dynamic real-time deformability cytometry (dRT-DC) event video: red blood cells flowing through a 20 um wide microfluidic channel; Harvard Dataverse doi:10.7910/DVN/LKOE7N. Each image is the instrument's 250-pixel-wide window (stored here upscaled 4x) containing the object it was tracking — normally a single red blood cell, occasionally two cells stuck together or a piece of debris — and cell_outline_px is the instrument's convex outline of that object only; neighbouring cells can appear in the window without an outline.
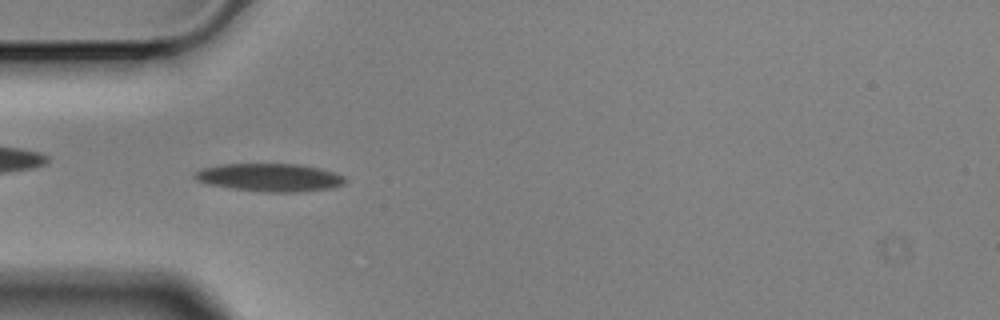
{"species": "Egyptian fruit bat (a non-hibernating species)", "species_latin": "Rousettus aegyptiacus", "temperature_condition": "cold", "stored_images_in_passage": 43, "camera_frame_rate_fps": 3000, "um_per_image_px": 0.085, "animal": {"sex": "male"}, "frame": {"image": 1, "passage_image": 13, "time_ms": 4.0, "image_size_px": [1000, 320], "cell_outline_px": [[344, 184], [332, 188], [296, 192], [264, 192], [232, 188], [208, 184], [196, 180], [192, 176], [200, 168], [220, 164], [300, 164], [320, 168], [344, 176]], "centroid_in_image_um": [22.9, 15.08], "position_along_channel_um": 62.1, "area_um2": 24.51}}
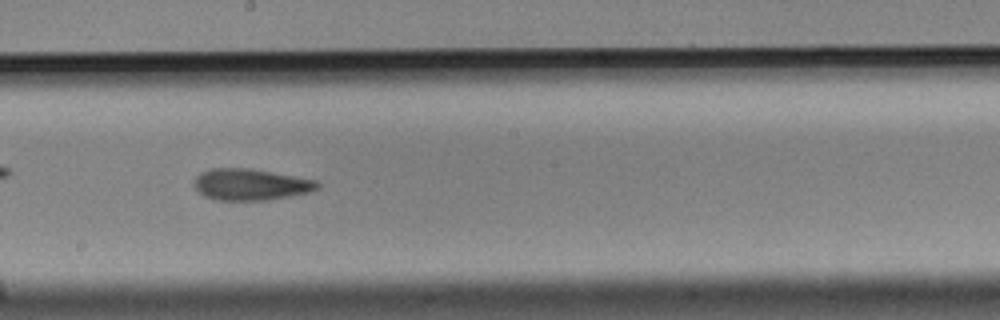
{"frame": {"image": 2, "passage_image": 27, "time_ms": 8.667, "image_size_px": [1000, 320], "cell_outline_px": [[320, 188], [312, 192], [292, 196], [268, 200], [216, 200], [204, 196], [192, 184], [196, 176], [200, 172], [212, 168], [248, 168], [272, 172], [316, 180], [320, 184]], "centroid_in_image_um": [21.32, 15.69], "position_along_channel_um": 226.9, "area_um2": 22.77}}
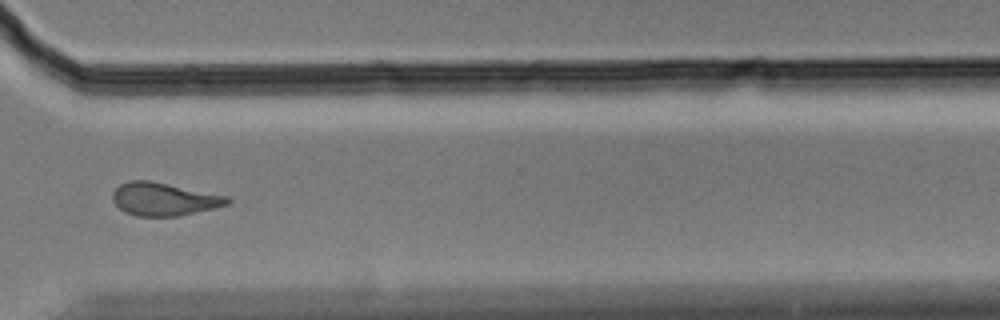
{"frame": {"image": 3, "passage_image": 38, "time_ms": 12.333, "image_size_px": [1000, 320], "cell_outline_px": [[232, 200], [228, 204], [212, 208], [176, 216], [136, 216], [124, 212], [112, 200], [112, 192], [120, 184], [128, 180], [148, 180], [228, 196]], "centroid_in_image_um": [13.89, 16.92], "position_along_channel_um": 356.7, "area_um2": 21.85}, "authors_computed_cell_mechanics": {"area_um2": 22.7154, "velocity_mm_per_s": 3.54, "shape_relaxation_time_tau1_ms": 9.3705, "shape_relaxation_time_tau2_ms": 6.751, "deformation_change_tau1": 0.1928, "deformation_change_tau2": 0.1738}}